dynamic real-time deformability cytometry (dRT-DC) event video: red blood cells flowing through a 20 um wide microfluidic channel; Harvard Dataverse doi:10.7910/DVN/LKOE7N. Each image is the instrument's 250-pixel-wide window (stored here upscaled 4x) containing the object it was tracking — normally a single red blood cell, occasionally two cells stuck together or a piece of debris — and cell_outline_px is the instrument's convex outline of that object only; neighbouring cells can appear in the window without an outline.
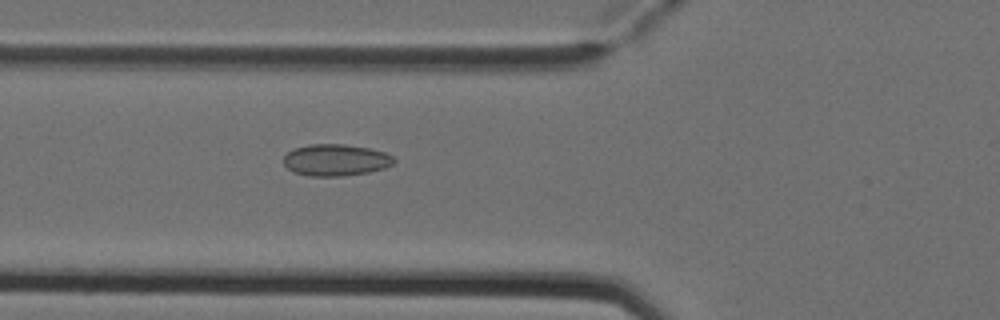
{"species": "Egyptian fruit bat (a non-hibernating species)", "species_latin": "Rousettus aegyptiacus", "temperature_condition": "cold", "stored_images_in_passage": 5, "camera_frame_rate_fps": 3000, "um_per_image_px": 0.085, "animal": {"sex": "female"}, "frame": {"image": 1, "passage_image": 5, "time_ms": 1.333, "image_size_px": [1000, 320], "cell_outline_px": [[396, 160], [392, 164], [384, 168], [368, 172], [344, 176], [308, 176], [296, 172], [288, 168], [284, 164], [284, 156], [288, 152], [296, 148], [308, 144], [344, 144], [368, 148], [384, 152], [392, 156]], "centroid_in_image_um": [28.54, 13.6], "position_along_channel_um": 97.3, "area_um2": 20.23}}